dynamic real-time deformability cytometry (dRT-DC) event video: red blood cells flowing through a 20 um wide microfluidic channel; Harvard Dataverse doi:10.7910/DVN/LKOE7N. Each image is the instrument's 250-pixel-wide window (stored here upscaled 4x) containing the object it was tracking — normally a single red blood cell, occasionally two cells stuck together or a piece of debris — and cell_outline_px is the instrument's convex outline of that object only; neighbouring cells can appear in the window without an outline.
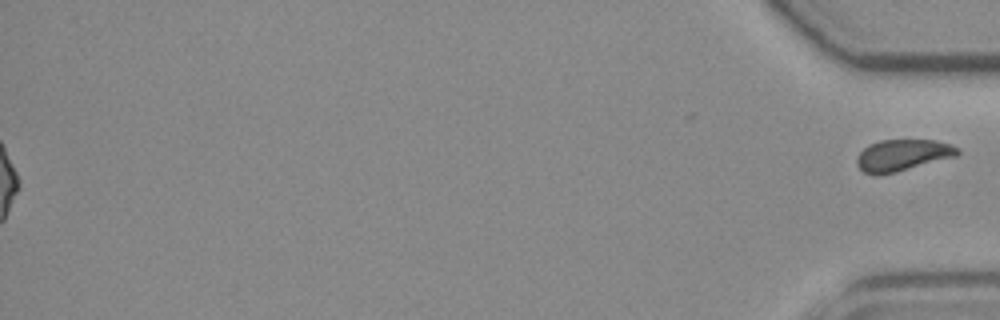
{"species": "common noctule bat (a hibernating species)", "species_latin": "Nyctalus noctula", "temperature_condition": "room temperature", "stored_images_in_passage": 54, "segment_of_instrument_passage": [2, 2], "camera_frame_rate_fps": 3000, "um_per_image_px": 0.085, "animal": {"sex": "female", "body_mass_g": 19.3, "forearm_length_mm": 54.1}, "frame": {"image": 1, "passage_image": 54, "time_ms": 17.667, "image_size_px": [1000, 320], "cell_outline_px": [[960, 152], [956, 156], [896, 172], [876, 176], [864, 172], [856, 164], [856, 160], [860, 152], [868, 144], [880, 140], [936, 140], [952, 144], [960, 148]], "centroid_in_image_um": [76.72, 13.19], "position_along_channel_um": 358.5, "area_um2": 18.61}}